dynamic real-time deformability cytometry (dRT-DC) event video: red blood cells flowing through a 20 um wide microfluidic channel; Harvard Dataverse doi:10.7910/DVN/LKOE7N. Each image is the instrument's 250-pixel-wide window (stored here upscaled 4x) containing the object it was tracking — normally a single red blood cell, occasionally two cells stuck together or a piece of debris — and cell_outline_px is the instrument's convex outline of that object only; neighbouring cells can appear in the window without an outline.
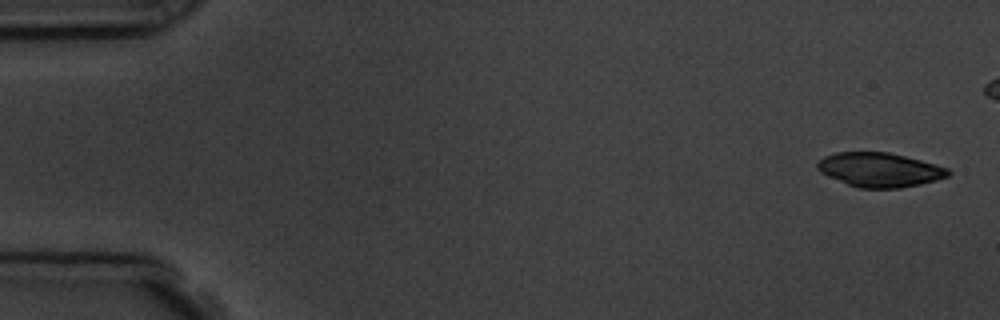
{"species": "common noctule bat (a hibernating species)", "species_latin": "Nyctalus noctula", "temperature_condition": "room temperature", "stored_images_in_passage": 6, "camera_frame_rate_fps": 3000, "um_per_image_px": 0.085, "animal": {"sex": "male", "body_mass_g": 19.5, "forearm_length_mm": 54.6}, "frame": {"image": 1, "passage_image": 1, "time_ms": 0.0, "image_size_px": [1000, 320], "cell_outline_px": [[952, 172], [948, 176], [936, 180], [920, 184], [900, 188], [860, 188], [848, 184], [828, 176], [820, 172], [816, 168], [816, 164], [824, 156], [836, 152], [888, 152], [920, 160], [948, 168]], "centroid_in_image_um": [74.76, 14.43], "position_along_channel_um": 10.2, "area_um2": 25.95}}